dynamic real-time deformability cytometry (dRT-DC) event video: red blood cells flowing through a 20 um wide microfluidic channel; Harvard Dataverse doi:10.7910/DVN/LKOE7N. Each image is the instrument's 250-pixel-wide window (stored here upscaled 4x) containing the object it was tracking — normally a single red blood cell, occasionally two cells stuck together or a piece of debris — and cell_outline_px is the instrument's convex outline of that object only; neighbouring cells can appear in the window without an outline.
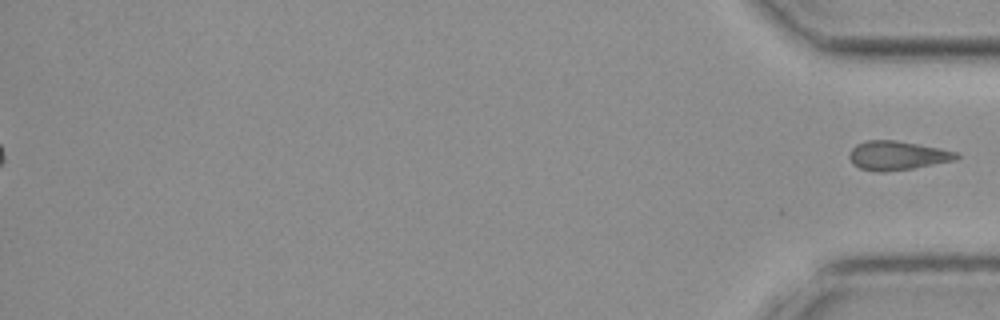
{"species": "common noctule bat (a hibernating species)", "species_latin": "Nyctalus noctula", "temperature_condition": "cold", "stored_images_in_passage": 52, "segment_of_instrument_passage": [2, 2], "camera_frame_rate_fps": 3000, "um_per_image_px": 0.085, "animal": {"sex": "female", "body_mass_g": 19.3, "forearm_length_mm": 54.1}, "frame": {"image": 1, "passage_image": 52, "time_ms": 17.0, "image_size_px": [1000, 320], "cell_outline_px": [[960, 156], [956, 160], [912, 168], [880, 172], [860, 168], [852, 164], [848, 156], [852, 148], [856, 144], [868, 140], [896, 140], [940, 148], [956, 152]], "centroid_in_image_um": [76.25, 13.21], "position_along_channel_um": 359.0, "area_um2": 17.98}}